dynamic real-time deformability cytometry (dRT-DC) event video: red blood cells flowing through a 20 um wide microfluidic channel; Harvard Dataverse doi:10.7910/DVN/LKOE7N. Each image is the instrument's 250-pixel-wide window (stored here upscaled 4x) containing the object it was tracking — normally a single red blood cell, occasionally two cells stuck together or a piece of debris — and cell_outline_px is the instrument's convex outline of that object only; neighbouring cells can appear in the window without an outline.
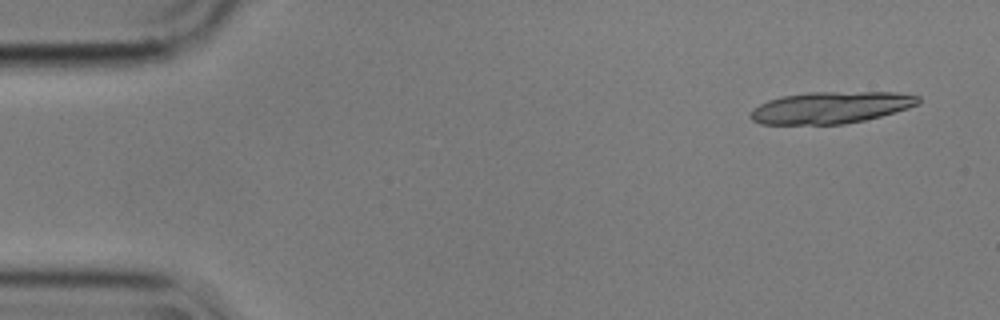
{"species": "common noctule bat (a hibernating species)", "species_latin": "Nyctalus noctula", "temperature_condition": "cold", "stored_images_in_passage": 5, "camera_frame_rate_fps": 3000, "um_per_image_px": 0.085, "animal": {"sex": "male", "body_mass_g": 17.9}, "frame": {"image": 1, "passage_image": 1, "time_ms": 0.0, "image_size_px": [1000, 320], "cell_outline_px": [[920, 104], [908, 108], [880, 116], [864, 120], [844, 124], [760, 124], [752, 120], [748, 116], [752, 108], [768, 100], [780, 96], [808, 92], [896, 92], [920, 96]], "centroid_in_image_um": [70.59, 9.13], "position_along_channel_um": 14.4, "area_um2": 31.27}}